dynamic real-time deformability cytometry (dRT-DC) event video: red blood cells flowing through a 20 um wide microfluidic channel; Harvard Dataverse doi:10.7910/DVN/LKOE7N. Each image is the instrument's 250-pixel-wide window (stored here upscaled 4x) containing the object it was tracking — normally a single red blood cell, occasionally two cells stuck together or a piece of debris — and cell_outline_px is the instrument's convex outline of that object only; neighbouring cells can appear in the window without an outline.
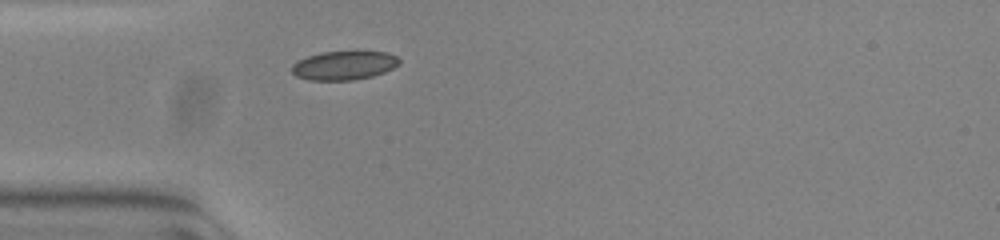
{"species": "common noctule bat (a hibernating species)", "species_latin": "Nyctalus noctula", "temperature_condition": "warm", "stored_images_in_passage": 39, "camera_frame_rate_fps": 3000, "um_per_image_px": 0.085, "animal": {"sex": "female", "body_mass_g": 23.0, "forearm_length_mm": 53.4}, "frame": {"image": 1, "passage_image": 1, "time_ms": 0.0, "image_size_px": [1000, 240], "cell_outline_px": [[400, 64], [384, 72], [372, 76], [352, 80], [308, 80], [296, 76], [292, 72], [292, 64], [308, 56], [320, 52], [388, 52], [396, 56], [400, 60]], "centroid_in_image_um": [29.24, 5.56], "position_along_channel_um": 55.8, "area_um2": 17.92}}
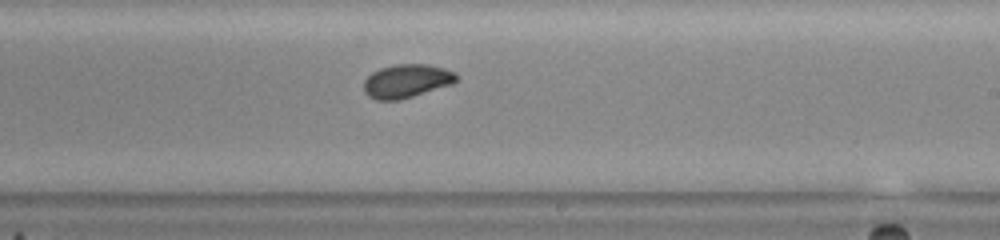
{"frame": {"image": 2, "passage_image": 17, "time_ms": 5.333, "image_size_px": [1000, 240], "cell_outline_px": [[456, 80], [452, 84], [400, 100], [376, 100], [368, 96], [364, 92], [364, 80], [372, 72], [380, 68], [396, 64], [428, 64], [444, 68], [456, 72]], "centroid_in_image_um": [34.54, 6.88], "position_along_channel_um": 254.5, "area_um2": 18.09}}
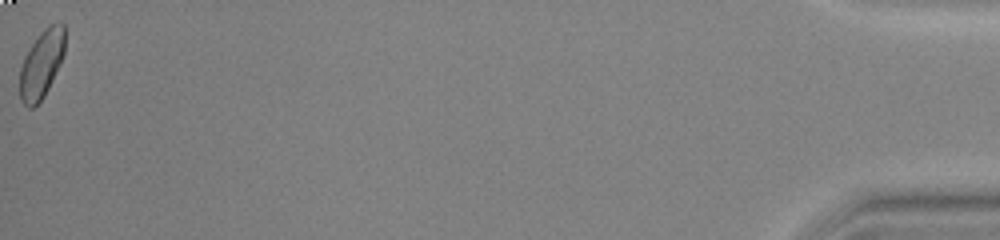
{"frame": {"image": 3, "passage_image": 39, "time_ms": 12.667, "image_size_px": [1000, 240], "cell_outline_px": [[64, 52], [52, 80], [44, 96], [32, 108], [28, 108], [20, 100], [20, 68], [24, 56], [28, 48], [44, 28], [48, 24], [64, 24]], "centroid_in_image_um": [3.5, 5.44], "position_along_channel_um": 431.7, "area_um2": 17.57}, "authors_computed_cell_mechanics": {"area_um2": 17.918, "velocity_mm_per_s": 3.8245, "shape_relaxation_time_tau1_ms": 3.7382, "shape_relaxation_time_tau2_ms": 1.3099, "deformation_change_tau1": 0.1091, "deformation_change_tau2": 0.047}}